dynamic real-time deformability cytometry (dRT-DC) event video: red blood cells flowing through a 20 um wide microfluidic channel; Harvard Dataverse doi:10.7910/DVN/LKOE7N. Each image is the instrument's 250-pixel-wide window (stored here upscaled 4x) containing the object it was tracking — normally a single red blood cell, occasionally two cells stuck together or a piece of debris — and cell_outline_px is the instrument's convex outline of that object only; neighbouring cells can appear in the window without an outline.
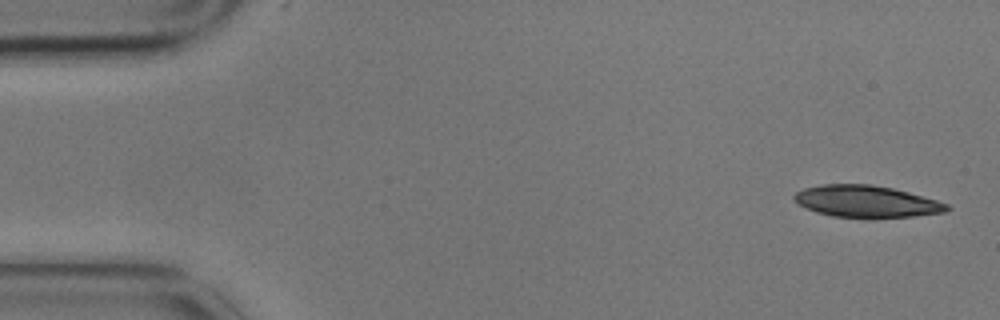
{"species": "common noctule bat (a hibernating species)", "species_latin": "Nyctalus noctula", "temperature_condition": "cold", "stored_images_in_passage": 4, "segment_of_instrument_passage": [2, 2], "camera_frame_rate_fps": 3000, "um_per_image_px": 0.085, "animal": {"sex": "male", "body_mass_g": 17.9}, "frame": {"image": 1, "passage_image": 4, "time_ms": 1.0, "image_size_px": [1000, 320], "cell_outline_px": [[952, 208], [944, 212], [912, 216], [832, 216], [816, 212], [796, 204], [792, 200], [792, 196], [796, 192], [804, 188], [820, 184], [872, 184], [892, 188], [908, 192], [936, 200], [948, 204]], "centroid_in_image_um": [73.57, 17.09], "position_along_channel_um": 11.4, "area_um2": 27.92}}